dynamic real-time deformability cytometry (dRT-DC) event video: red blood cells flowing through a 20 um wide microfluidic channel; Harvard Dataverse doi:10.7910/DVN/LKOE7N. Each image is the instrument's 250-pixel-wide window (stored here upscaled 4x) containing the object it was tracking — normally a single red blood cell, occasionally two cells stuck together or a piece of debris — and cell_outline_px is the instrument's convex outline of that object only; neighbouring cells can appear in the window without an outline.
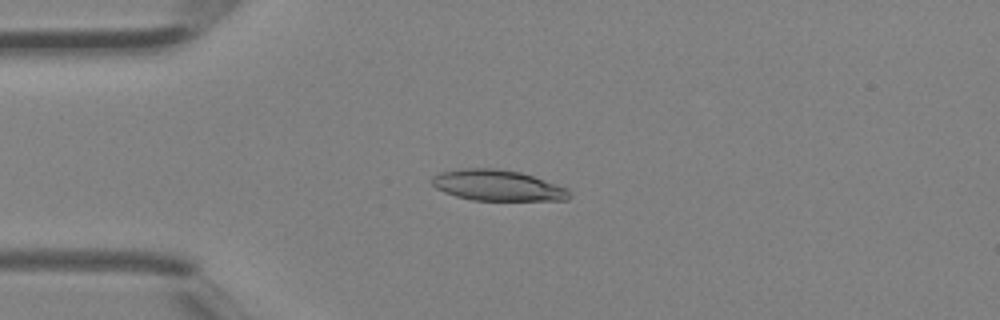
{"species": "Egyptian fruit bat (a non-hibernating species)", "species_latin": "Rousettus aegyptiacus", "temperature_condition": "room temperature", "stored_images_in_passage": 4, "camera_frame_rate_fps": 3000, "um_per_image_px": 0.085, "animal": {"sex": "female"}, "frame": {"image": 1, "passage_image": 3, "time_ms": 0.667, "image_size_px": [1000, 320], "cell_outline_px": [[568, 200], [472, 200], [456, 196], [444, 192], [436, 188], [432, 184], [432, 176], [440, 172], [464, 168], [496, 168], [520, 172], [568, 188]], "centroid_in_image_um": [42.25, 15.75], "position_along_channel_um": 42.8, "area_um2": 24.51}}